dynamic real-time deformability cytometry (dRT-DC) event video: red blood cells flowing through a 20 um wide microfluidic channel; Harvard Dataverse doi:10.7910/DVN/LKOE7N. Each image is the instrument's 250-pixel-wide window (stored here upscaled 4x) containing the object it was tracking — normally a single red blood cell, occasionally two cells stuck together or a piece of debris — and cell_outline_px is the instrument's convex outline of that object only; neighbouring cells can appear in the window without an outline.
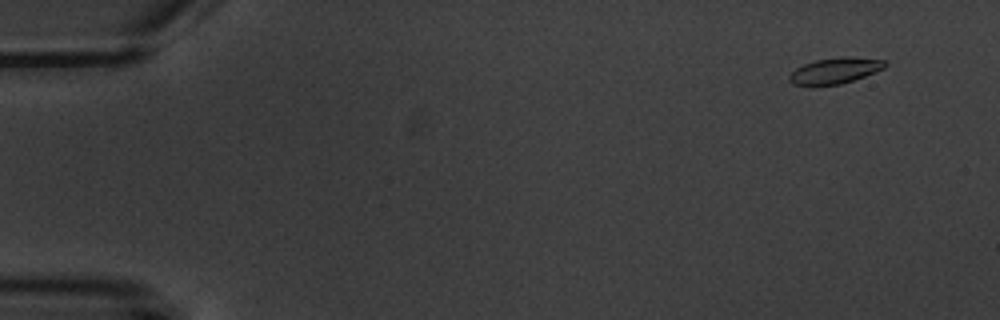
{"species": "common noctule bat (a hibernating species)", "species_latin": "Nyctalus noctula", "temperature_condition": "warm", "stored_images_in_passage": 6, "camera_frame_rate_fps": 3000, "um_per_image_px": 0.085, "animal": {"sex": "male", "body_mass_g": 20.1, "forearm_length_mm": 53.5}, "frame": {"image": 1, "passage_image": 2, "time_ms": 1.0, "image_size_px": [1000, 320], "cell_outline_px": [[888, 64], [884, 68], [864, 76], [840, 84], [792, 84], [788, 80], [788, 76], [796, 68], [804, 64], [816, 60], [840, 56], [848, 56], [884, 60]], "centroid_in_image_um": [70.99, 5.98], "position_along_channel_um": 14.0, "area_um2": 14.16}}
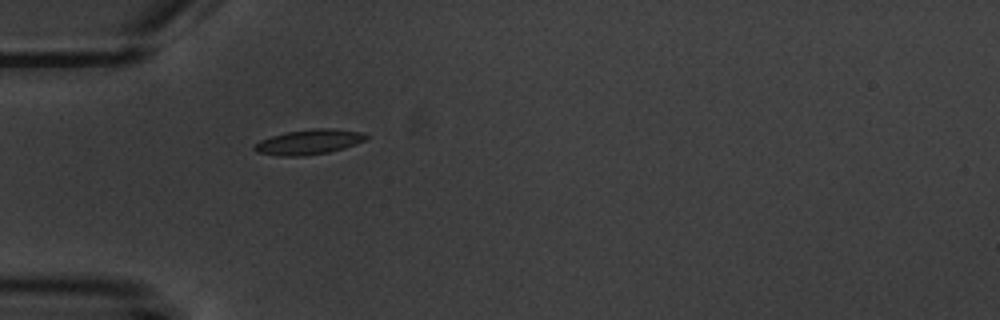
{"frame": {"image": 2, "passage_image": 6, "time_ms": 5.667, "image_size_px": [1000, 320], "cell_outline_px": [[368, 136], [364, 140], [356, 144], [344, 148], [328, 152], [304, 156], [280, 156], [256, 152], [252, 148], [260, 140], [272, 136], [288, 132], [312, 128], [332, 128], [364, 132]], "centroid_in_image_um": [26.27, 12.06], "position_along_channel_um": 58.7, "area_um2": 16.24}}